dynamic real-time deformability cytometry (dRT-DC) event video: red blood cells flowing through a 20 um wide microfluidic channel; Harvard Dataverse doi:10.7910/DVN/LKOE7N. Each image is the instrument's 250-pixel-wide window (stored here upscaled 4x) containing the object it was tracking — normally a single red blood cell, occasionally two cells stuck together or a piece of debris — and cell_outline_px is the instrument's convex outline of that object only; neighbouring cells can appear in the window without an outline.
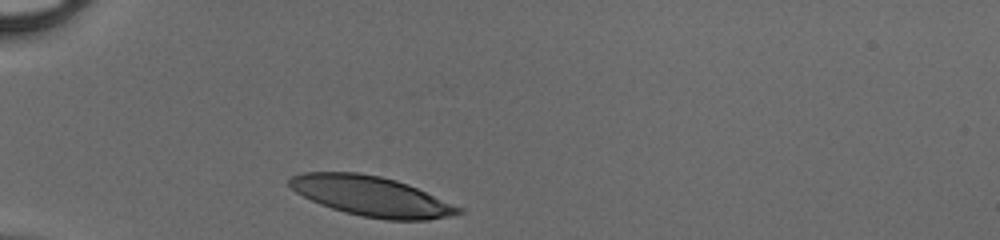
{"species": "human", "species_latin": "Homo sapiens", "temperature_condition": "cold", "stored_images_in_passage": 27, "camera_frame_rate_fps": 3000, "um_per_image_px": 0.085, "donor": {"sex": "male"}, "frame": {"image": 1, "passage_image": 1, "time_ms": 0.0, "image_size_px": [1000, 240], "cell_outline_px": [[464, 212], [448, 216], [428, 220], [388, 220], [364, 216], [344, 212], [320, 204], [296, 192], [288, 184], [288, 180], [292, 176], [300, 172], [356, 172], [380, 176], [396, 180], [408, 184], [464, 208]], "centroid_in_image_um": [31.58, 16.67], "position_along_channel_um": 53.4, "area_um2": 39.19}}
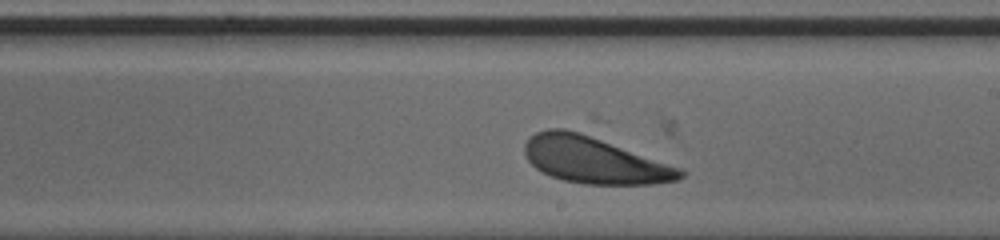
{"frame": {"image": 2, "passage_image": 16, "time_ms": 5.0, "image_size_px": [1000, 240], "cell_outline_px": [[684, 176], [680, 180], [656, 184], [584, 184], [564, 180], [552, 176], [536, 168], [528, 160], [524, 152], [524, 144], [536, 132], [548, 128], [564, 128], [580, 132], [684, 168]], "centroid_in_image_um": [50.56, 13.61], "position_along_channel_um": 238.4, "area_um2": 42.25}}
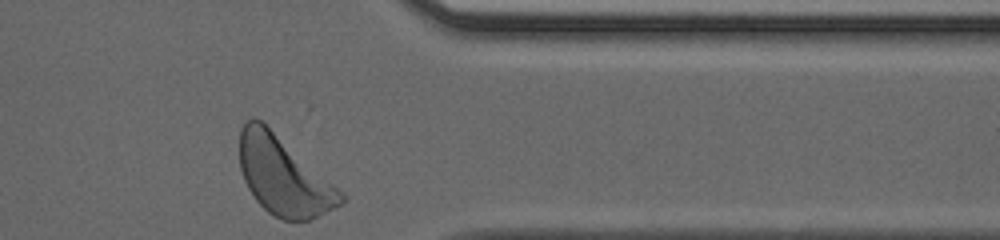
{"frame": {"image": 3, "passage_image": 27, "time_ms": 8.667, "image_size_px": [1000, 240], "cell_outline_px": [[344, 200], [340, 204], [308, 220], [280, 220], [268, 212], [256, 200], [248, 188], [244, 180], [240, 168], [240, 128], [252, 116], [256, 116], [336, 188], [344, 196]], "centroid_in_image_um": [24.02, 14.96], "position_along_channel_um": 387.4, "area_um2": 44.62}}